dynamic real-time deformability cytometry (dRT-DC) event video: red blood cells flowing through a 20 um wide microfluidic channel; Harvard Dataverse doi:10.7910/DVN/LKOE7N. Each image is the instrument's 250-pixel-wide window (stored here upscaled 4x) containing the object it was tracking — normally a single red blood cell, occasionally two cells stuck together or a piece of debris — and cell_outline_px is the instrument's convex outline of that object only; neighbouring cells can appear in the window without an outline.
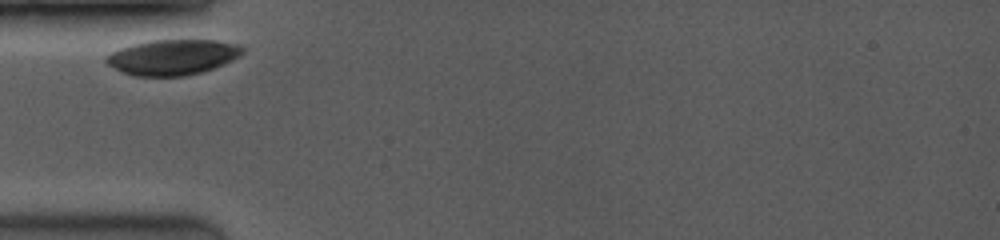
{"species": "common noctule bat (a hibernating species)", "species_latin": "Nyctalus noctula", "temperature_condition": "room temperature", "stored_images_in_passage": 6, "camera_frame_rate_fps": 3500, "um_per_image_px": 0.085, "animal": {"sex": "female", "body_mass_g": 19.0, "forearm_length_mm": 53.3}, "frame": {"image": 1, "passage_image": 1, "time_ms": 0.0, "image_size_px": [1000, 240], "cell_outline_px": [[244, 52], [240, 56], [224, 64], [204, 72], [184, 76], [132, 76], [108, 64], [104, 60], [104, 56], [120, 48], [132, 44], [152, 40], [216, 40], [240, 44], [244, 48]], "centroid_in_image_um": [14.71, 4.86], "position_along_channel_um": 70.3, "area_um2": 28.32}}